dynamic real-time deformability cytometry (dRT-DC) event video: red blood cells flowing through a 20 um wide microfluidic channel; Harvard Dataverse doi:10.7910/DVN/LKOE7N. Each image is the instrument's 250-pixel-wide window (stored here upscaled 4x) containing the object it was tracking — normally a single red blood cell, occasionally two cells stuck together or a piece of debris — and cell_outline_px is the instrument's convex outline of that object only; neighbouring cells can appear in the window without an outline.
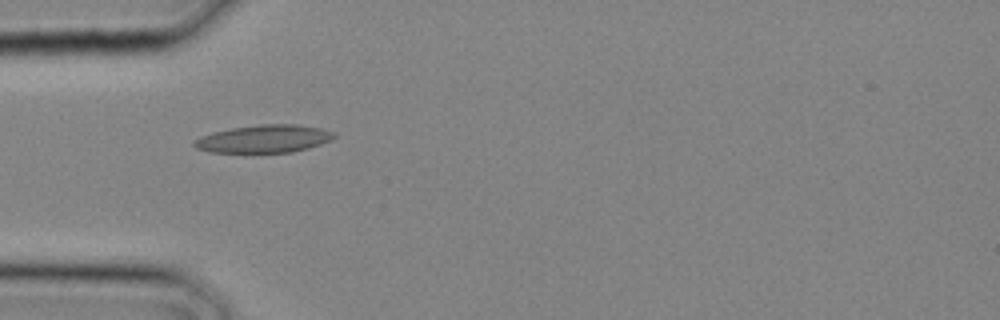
{"species": "common noctule bat (a hibernating species)", "species_latin": "Nyctalus noctula", "temperature_condition": "cold", "stored_images_in_passage": 15, "camera_frame_rate_fps": 3000, "um_per_image_px": 0.085, "animal": {"sex": "male", "body_mass_g": 20.4}, "frame": {"image": 1, "passage_image": 4, "time_ms": 1.0, "image_size_px": [1000, 320], "cell_outline_px": [[336, 136], [332, 140], [308, 148], [292, 152], [208, 152], [196, 148], [192, 144], [192, 140], [200, 136], [212, 132], [232, 128], [260, 124], [296, 124], [320, 128], [336, 132]], "centroid_in_image_um": [22.43, 11.79], "position_along_channel_um": 62.6, "area_um2": 22.77}}
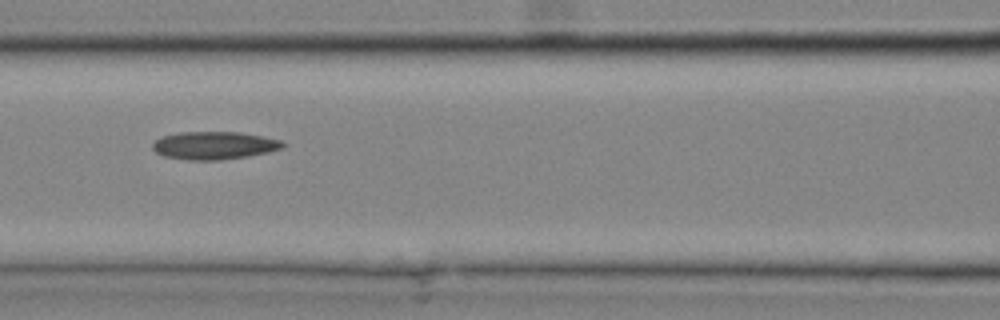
{"frame": {"image": 2, "passage_image": 8, "time_ms": 2.333, "image_size_px": [1000, 320], "cell_outline_px": [[288, 144], [284, 148], [268, 152], [248, 156], [220, 160], [188, 160], [164, 156], [156, 152], [152, 148], [152, 144], [156, 140], [164, 136], [180, 132], [240, 132], [280, 140]], "centroid_in_image_um": [18.23, 12.37], "position_along_channel_um": 148.4, "area_um2": 21.1}}
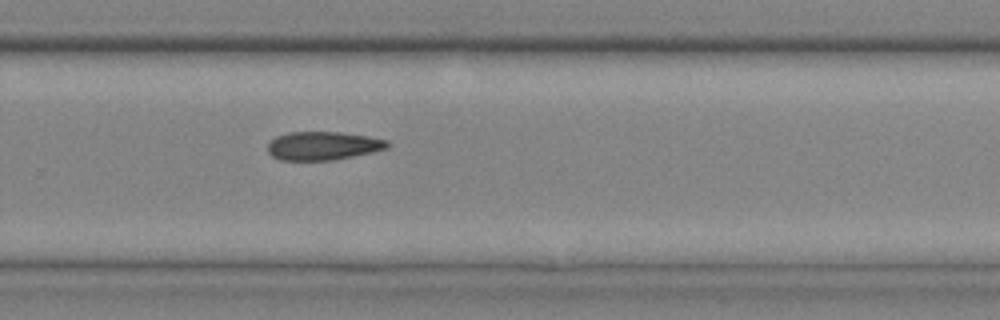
{"frame": {"image": 3, "passage_image": 15, "time_ms": 4.667, "image_size_px": [1000, 320], "cell_outline_px": [[392, 144], [388, 148], [372, 152], [332, 160], [280, 160], [272, 156], [268, 152], [268, 144], [276, 136], [288, 132], [340, 132], [368, 136], [388, 140]], "centroid_in_image_um": [27.47, 12.39], "position_along_channel_um": 302.3, "area_um2": 19.88}}